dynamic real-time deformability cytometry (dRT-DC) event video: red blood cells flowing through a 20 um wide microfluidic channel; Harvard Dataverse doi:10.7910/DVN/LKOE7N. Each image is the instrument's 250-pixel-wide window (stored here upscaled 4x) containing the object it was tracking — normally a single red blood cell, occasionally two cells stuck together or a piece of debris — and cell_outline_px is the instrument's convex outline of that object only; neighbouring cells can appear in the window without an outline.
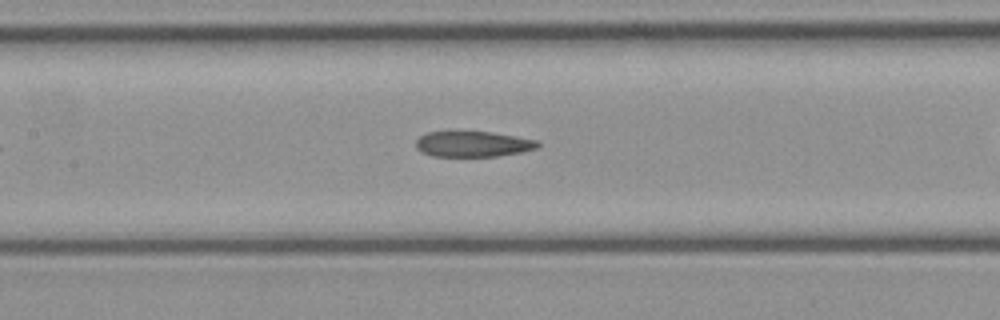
{"species": "common noctule bat (a hibernating species)", "species_latin": "Nyctalus noctula", "temperature_condition": "cold", "stored_images_in_passage": 28, "camera_frame_rate_fps": 3000, "um_per_image_px": 0.085, "animal": {"sex": "female", "body_mass_g": 21.9}, "frame": {"image": 1, "passage_image": 13, "time_ms": 4.0, "image_size_px": [1000, 320], "cell_outline_px": [[540, 144], [536, 148], [520, 152], [496, 156], [432, 156], [420, 152], [416, 148], [416, 140], [420, 136], [428, 132], [492, 132], [516, 136], [536, 140]], "centroid_in_image_um": [40.17, 12.24], "position_along_channel_um": 167.2, "area_um2": 18.03}}
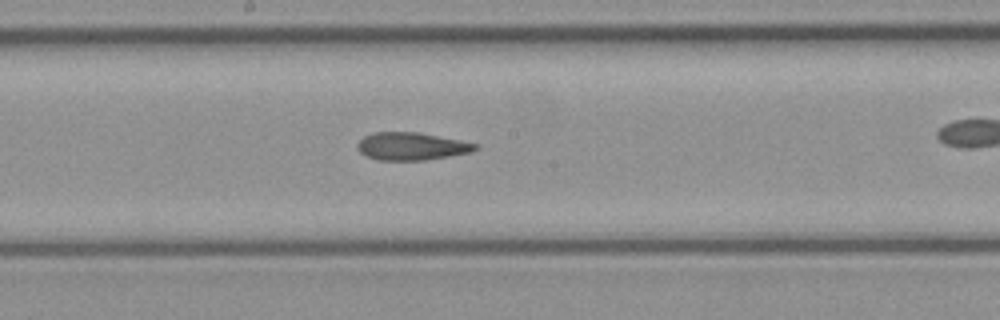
{"frame": {"image": 2, "passage_image": 16, "time_ms": 5.0, "image_size_px": [1000, 320], "cell_outline_px": [[480, 148], [472, 152], [424, 160], [376, 160], [360, 152], [356, 148], [356, 144], [364, 136], [372, 132], [420, 132], [480, 144]], "centroid_in_image_um": [34.99, 12.42], "position_along_channel_um": 213.2, "area_um2": 19.19}}
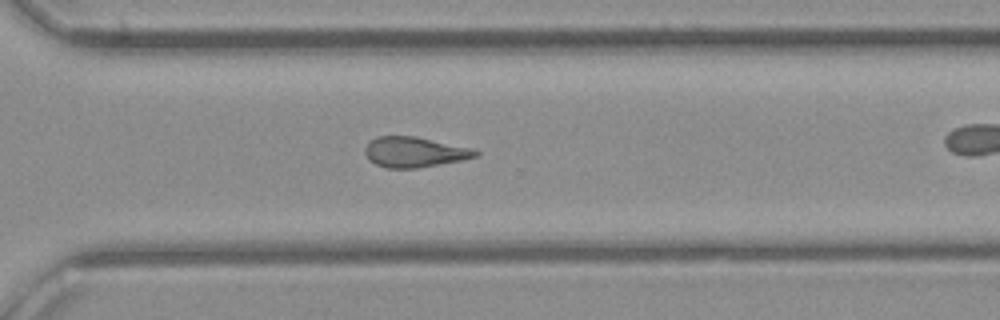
{"frame": {"image": 3, "passage_image": 24, "time_ms": 7.667, "image_size_px": [1000, 320], "cell_outline_px": [[480, 152], [476, 156], [460, 160], [416, 168], [384, 168], [368, 160], [364, 152], [364, 148], [376, 136], [416, 136], [472, 148]], "centroid_in_image_um": [35.19, 12.92], "position_along_channel_um": 335.4, "area_um2": 19.42}}